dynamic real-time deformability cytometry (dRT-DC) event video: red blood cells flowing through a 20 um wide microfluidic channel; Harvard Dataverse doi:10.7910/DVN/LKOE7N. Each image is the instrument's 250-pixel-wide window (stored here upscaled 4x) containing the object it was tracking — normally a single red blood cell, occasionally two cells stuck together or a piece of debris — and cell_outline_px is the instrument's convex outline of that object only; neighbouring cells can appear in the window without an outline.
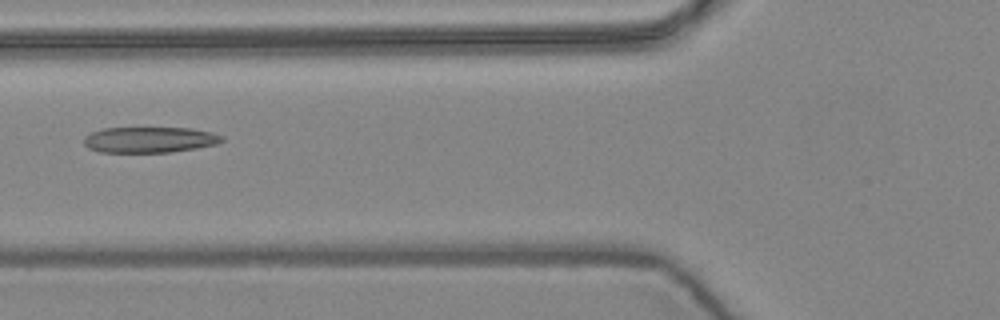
{"species": "common noctule bat (a hibernating species)", "species_latin": "Nyctalus noctula", "temperature_condition": "warm", "stored_images_in_passage": 5, "camera_frame_rate_fps": 3000, "um_per_image_px": 0.085, "animal": {"sex": "female", "body_mass_g": 24.6, "forearm_length_mm": 56.2}, "frame": {"image": 1, "passage_image": 5, "time_ms": 1.333, "image_size_px": [1000, 320], "cell_outline_px": [[224, 140], [216, 144], [196, 148], [168, 152], [100, 152], [88, 148], [84, 144], [84, 136], [92, 132], [104, 128], [188, 128], [212, 132], [224, 136]], "centroid_in_image_um": [12.71, 11.87], "position_along_channel_um": 113.1, "area_um2": 20.69}}